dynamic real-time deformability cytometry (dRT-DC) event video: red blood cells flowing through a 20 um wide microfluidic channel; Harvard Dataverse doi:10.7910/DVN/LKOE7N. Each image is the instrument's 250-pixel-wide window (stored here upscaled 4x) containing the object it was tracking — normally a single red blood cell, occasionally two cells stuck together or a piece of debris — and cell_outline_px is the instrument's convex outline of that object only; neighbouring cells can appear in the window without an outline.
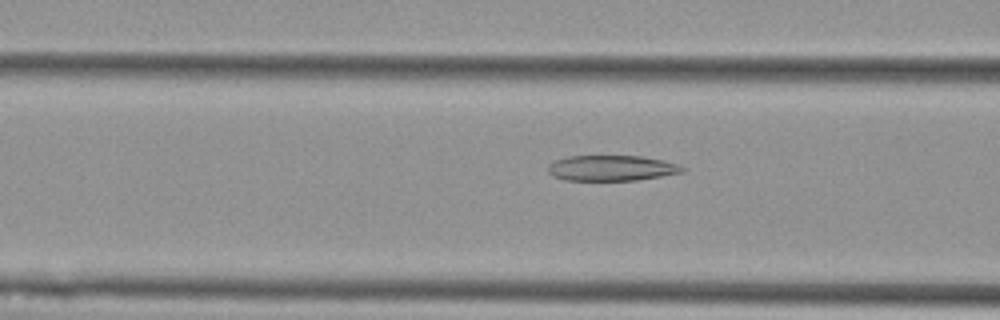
{"species": "Egyptian fruit bat (a non-hibernating species)", "species_latin": "Rousettus aegyptiacus", "temperature_condition": "cold", "stored_images_in_passage": 42, "camera_frame_rate_fps": 3000, "um_per_image_px": 0.085, "animal": {"sex": "female"}, "frame": {"image": 1, "passage_image": 10, "time_ms": 3.0, "image_size_px": [1000, 320], "cell_outline_px": [[688, 168], [684, 172], [636, 180], [564, 180], [552, 176], [548, 172], [548, 164], [556, 160], [568, 156], [640, 156], [664, 160]], "centroid_in_image_um": [51.98, 14.28], "position_along_channel_um": 114.6, "area_um2": 20.0}}
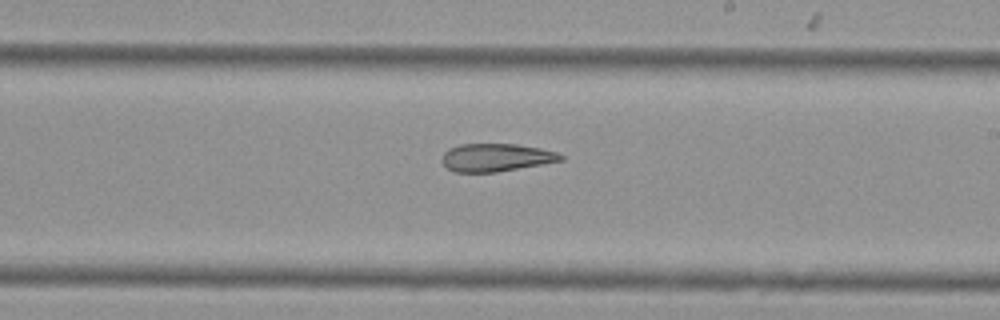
{"frame": {"image": 2, "passage_image": 21, "time_ms": 6.667, "image_size_px": [1000, 320], "cell_outline_px": [[564, 160], [496, 172], [456, 172], [448, 168], [444, 164], [444, 152], [448, 148], [460, 144], [516, 144], [540, 148], [556, 152], [564, 156]], "centroid_in_image_um": [42.18, 13.38], "position_along_channel_um": 246.8, "area_um2": 19.07}}
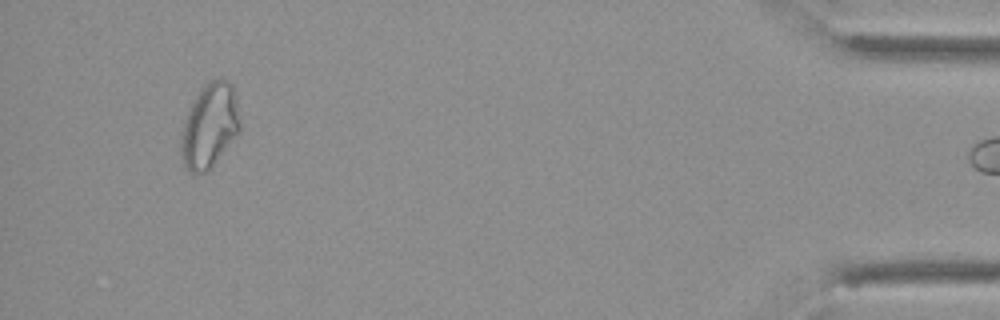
{"frame": {"image": 3, "passage_image": 41, "time_ms": 13.333, "image_size_px": [1000, 320], "cell_outline_px": [[240, 128], [212, 168], [204, 172], [192, 172], [184, 164], [180, 156], [180, 132], [192, 100], [200, 88], [208, 80], [220, 76], [228, 80], [232, 84], [236, 92], [240, 120]], "centroid_in_image_um": [17.8, 10.61], "position_along_channel_um": 417.4, "area_um2": 29.42}}